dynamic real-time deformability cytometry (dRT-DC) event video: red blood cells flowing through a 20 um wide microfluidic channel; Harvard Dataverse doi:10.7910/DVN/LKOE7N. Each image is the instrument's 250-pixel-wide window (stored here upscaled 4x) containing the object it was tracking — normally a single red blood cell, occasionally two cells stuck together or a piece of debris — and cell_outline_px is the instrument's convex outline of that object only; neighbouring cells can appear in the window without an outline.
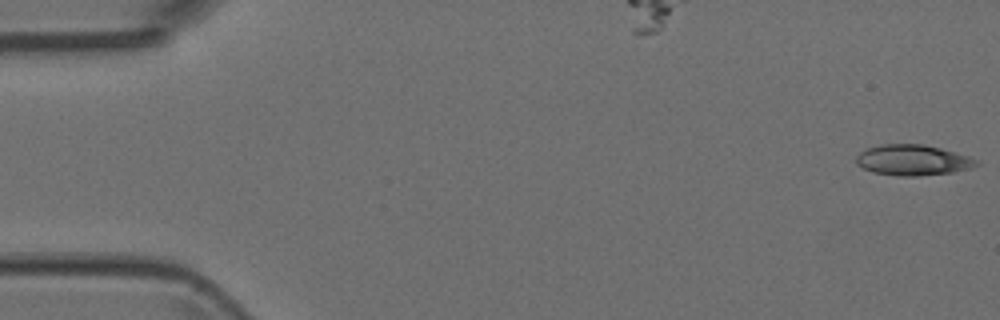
{"species": "Egyptian fruit bat (a non-hibernating species)", "species_latin": "Rousettus aegyptiacus", "temperature_condition": "room temperature", "stored_images_in_passage": 5, "camera_frame_rate_fps": 3000, "um_per_image_px": 0.085, "animal": {"sex": "female"}, "frame": {"image": 1, "passage_image": 1, "time_ms": 0.0, "image_size_px": [1000, 320], "cell_outline_px": [[980, 164], [972, 168], [952, 172], [916, 176], [896, 176], [872, 172], [856, 164], [856, 156], [860, 152], [868, 148], [880, 144], [924, 144], [940, 148], [968, 156], [980, 160]], "centroid_in_image_um": [77.6, 13.61], "position_along_channel_um": 7.4, "area_um2": 21.56}}
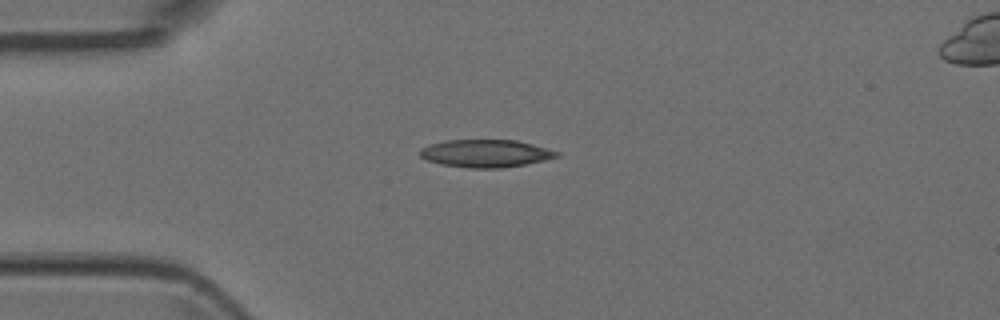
{"frame": {"image": 2, "passage_image": 4, "time_ms": 1.0, "image_size_px": [1000, 320], "cell_outline_px": [[560, 156], [544, 160], [524, 164], [500, 168], [468, 168], [440, 164], [428, 160], [420, 156], [420, 148], [428, 144], [444, 140], [516, 140], [532, 144], [560, 152]], "centroid_in_image_um": [41.25, 13.03], "position_along_channel_um": 43.7, "area_um2": 22.02}}